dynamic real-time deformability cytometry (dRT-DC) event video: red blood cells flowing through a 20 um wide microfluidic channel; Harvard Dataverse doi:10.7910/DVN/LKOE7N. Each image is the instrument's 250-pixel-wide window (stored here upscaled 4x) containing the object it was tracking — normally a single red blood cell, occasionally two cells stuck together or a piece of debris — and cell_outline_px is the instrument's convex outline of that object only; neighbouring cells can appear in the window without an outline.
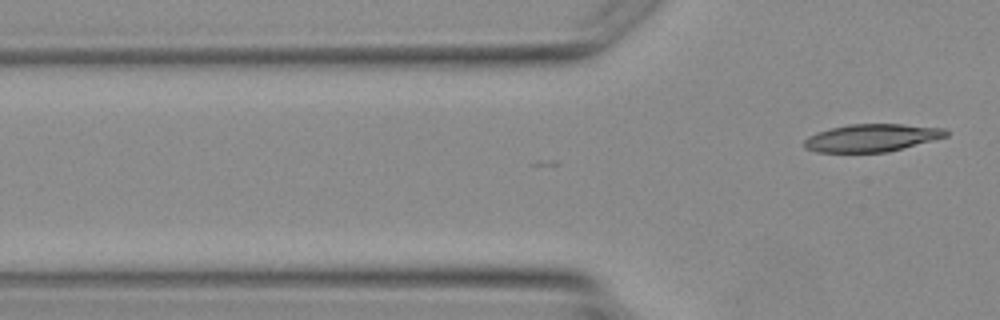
{"species": "Egyptian fruit bat (a non-hibernating species)", "species_latin": "Rousettus aegyptiacus", "temperature_condition": "warm", "stored_images_in_passage": 3, "camera_frame_rate_fps": 3000, "um_per_image_px": 0.085, "animal": {"sex": "female"}, "frame": {"image": 1, "passage_image": 3, "time_ms": 2.667, "image_size_px": [1000, 320], "cell_outline_px": [[948, 136], [888, 152], [816, 152], [804, 148], [804, 140], [808, 136], [816, 132], [848, 124], [900, 124], [944, 128], [948, 132]], "centroid_in_image_um": [74.07, 11.72], "position_along_channel_um": 51.7, "area_um2": 22.77}}